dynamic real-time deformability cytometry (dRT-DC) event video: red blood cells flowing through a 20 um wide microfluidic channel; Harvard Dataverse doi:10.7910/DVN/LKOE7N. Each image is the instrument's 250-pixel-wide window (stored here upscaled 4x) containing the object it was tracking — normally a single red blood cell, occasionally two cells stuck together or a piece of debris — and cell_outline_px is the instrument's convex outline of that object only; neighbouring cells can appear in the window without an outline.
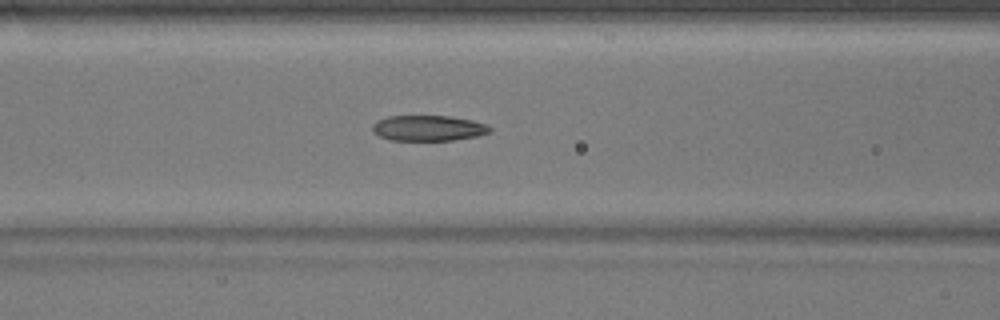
{"species": "common noctule bat (a hibernating species)", "species_latin": "Nyctalus noctula", "temperature_condition": "warm", "stored_images_in_passage": 47, "camera_frame_rate_fps": 3000, "um_per_image_px": 0.085, "animal": {"sex": "male", "body_mass_g": 17.9}, "frame": {"image": 1, "passage_image": 16, "time_ms": 5.0, "image_size_px": [1000, 320], "cell_outline_px": [[492, 128], [488, 132], [476, 136], [452, 140], [388, 140], [372, 132], [372, 124], [376, 120], [388, 116], [448, 116], [472, 120], [488, 124]], "centroid_in_image_um": [36.37, 10.88], "position_along_channel_um": 130.2, "area_um2": 17.51}}
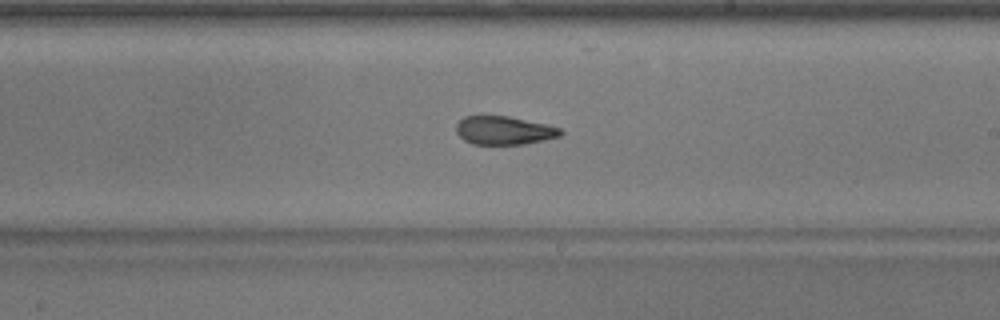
{"frame": {"image": 2, "passage_image": 25, "time_ms": 8.0, "image_size_px": [1000, 320], "cell_outline_px": [[564, 132], [560, 136], [544, 140], [524, 144], [472, 144], [464, 140], [456, 132], [456, 124], [464, 116], [508, 116], [548, 124], [560, 128]], "centroid_in_image_um": [42.86, 11.08], "position_along_channel_um": 246.1, "area_um2": 17.34}}
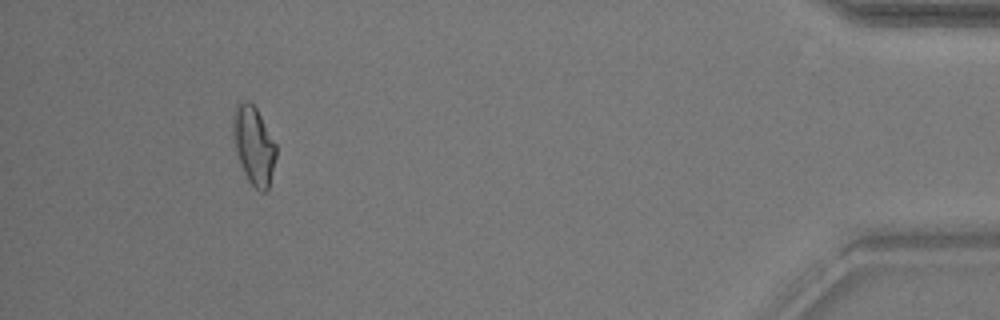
{"frame": {"image": 3, "passage_image": 43, "time_ms": 14.0, "image_size_px": [1000, 320], "cell_outline_px": [[276, 156], [268, 188], [264, 192], [260, 192], [248, 180], [244, 172], [236, 148], [232, 128], [232, 116], [236, 104], [240, 100], [248, 100], [256, 108], [276, 144]], "centroid_in_image_um": [21.56, 12.3], "position_along_channel_um": 413.6, "area_um2": 19.31}, "authors_computed_cell_mechanics": {"area_um2": 18.207, "velocity_mm_per_s": 3.8749, "shape_relaxation_time_tau1_ms": 8.7805, "shape_relaxation_time_tau2_ms": 2.5154, "deformation_change_tau1": 0.2293, "deformation_change_tau2": 0.0988}}